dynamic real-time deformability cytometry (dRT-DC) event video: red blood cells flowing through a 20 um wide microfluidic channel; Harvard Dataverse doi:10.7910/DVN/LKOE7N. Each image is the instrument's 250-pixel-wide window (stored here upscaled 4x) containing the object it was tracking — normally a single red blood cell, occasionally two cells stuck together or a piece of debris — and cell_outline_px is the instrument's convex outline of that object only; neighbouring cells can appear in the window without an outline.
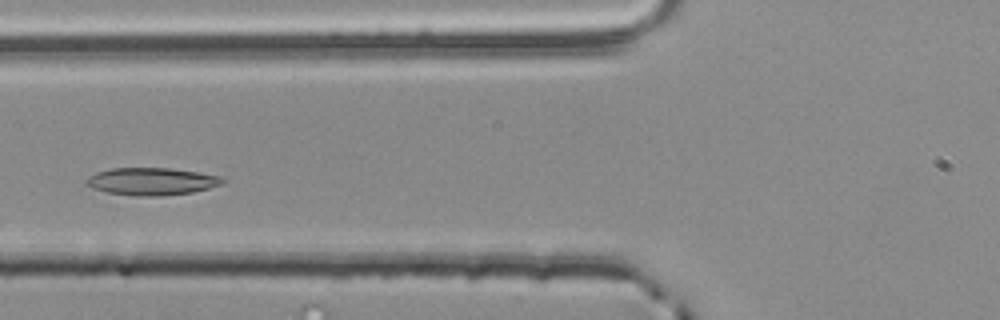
{"species": "common noctule bat (a hibernating species)", "species_latin": "Nyctalus noctula", "temperature_condition": "room temperature", "stored_images_in_passage": 4, "camera_frame_rate_fps": 3000, "um_per_image_px": 0.085, "animal": {"sex": "male", "body_mass_g": 20.4}, "frame": {"image": 1, "passage_image": 4, "time_ms": 1.0, "image_size_px": [1000, 320], "cell_outline_px": [[228, 180], [220, 184], [208, 188], [192, 192], [160, 196], [132, 196], [108, 192], [92, 188], [84, 184], [84, 180], [88, 176], [96, 172], [112, 168], [172, 168], [224, 176]], "centroid_in_image_um": [12.89, 15.41], "position_along_channel_um": 112.9, "area_um2": 22.02}}